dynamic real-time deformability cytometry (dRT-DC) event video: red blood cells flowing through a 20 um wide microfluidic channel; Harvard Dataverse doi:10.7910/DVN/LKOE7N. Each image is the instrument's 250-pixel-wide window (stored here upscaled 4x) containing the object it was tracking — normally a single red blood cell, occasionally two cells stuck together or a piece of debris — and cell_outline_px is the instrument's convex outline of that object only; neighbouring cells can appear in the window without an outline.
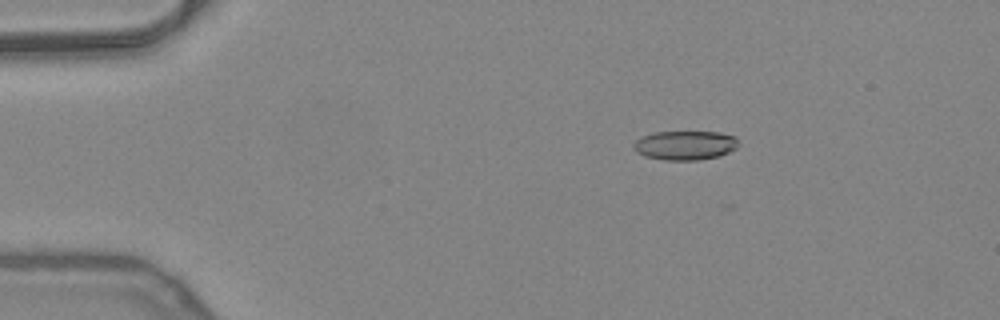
{"species": "common noctule bat (a hibernating species)", "species_latin": "Nyctalus noctula", "temperature_condition": "warm", "stored_images_in_passage": 6, "camera_frame_rate_fps": 3000, "um_per_image_px": 0.085, "animal": {"sex": "female", "body_mass_g": 24.6, "forearm_length_mm": 56.2}, "frame": {"image": 1, "passage_image": 2, "time_ms": 0.333, "image_size_px": [1000, 320], "cell_outline_px": [[736, 148], [720, 156], [700, 160], [664, 160], [644, 156], [636, 152], [632, 148], [632, 144], [636, 140], [644, 136], [656, 132], [720, 132], [736, 136]], "centroid_in_image_um": [58.21, 12.36], "position_along_channel_um": 26.8, "area_um2": 17.86}}